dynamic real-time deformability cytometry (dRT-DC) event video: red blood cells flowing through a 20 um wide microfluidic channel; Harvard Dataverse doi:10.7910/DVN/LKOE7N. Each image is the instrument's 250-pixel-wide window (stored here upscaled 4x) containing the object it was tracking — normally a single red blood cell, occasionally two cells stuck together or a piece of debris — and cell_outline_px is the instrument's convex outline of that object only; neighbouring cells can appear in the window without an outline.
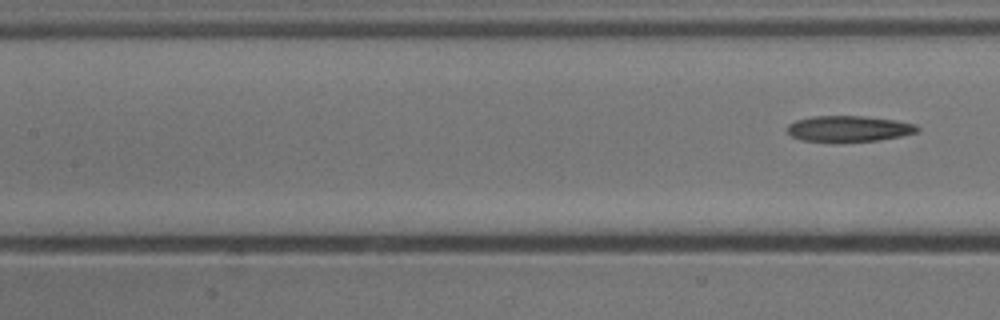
{"species": "common noctule bat (a hibernating species)", "species_latin": "Nyctalus noctula", "temperature_condition": "cold", "stored_images_in_passage": 7, "segment_of_instrument_passage": [2, 2], "camera_frame_rate_fps": 3000, "um_per_image_px": 0.085, "animal": {"sex": "male", "body_mass_g": 13.3}, "frame": {"image": 1, "passage_image": 7, "time_ms": 2.0, "image_size_px": [1000, 320], "cell_outline_px": [[920, 128], [916, 132], [900, 136], [880, 140], [800, 140], [792, 136], [788, 132], [788, 124], [796, 120], [812, 116], [868, 116], [896, 120], [916, 124]], "centroid_in_image_um": [72.17, 10.9], "position_along_channel_um": 135.2, "area_um2": 19.19}}